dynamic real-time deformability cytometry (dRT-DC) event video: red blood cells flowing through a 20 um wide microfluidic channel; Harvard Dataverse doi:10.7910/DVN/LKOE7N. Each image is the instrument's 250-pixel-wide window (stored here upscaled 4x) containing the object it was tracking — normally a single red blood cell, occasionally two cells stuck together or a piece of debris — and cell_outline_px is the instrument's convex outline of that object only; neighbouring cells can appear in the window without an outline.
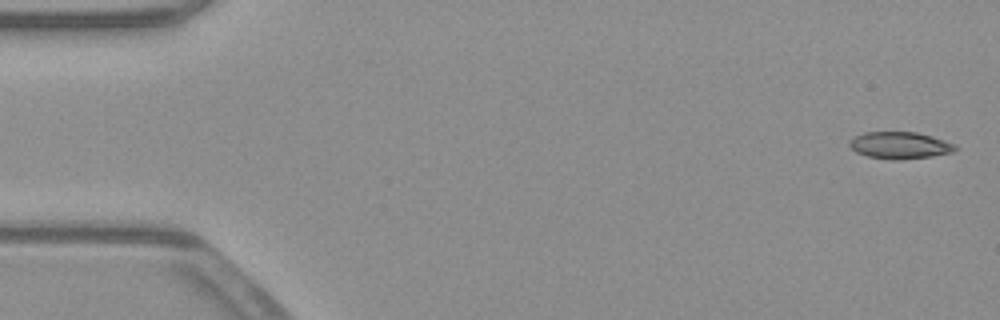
{"species": "common noctule bat (a hibernating species)", "species_latin": "Nyctalus noctula", "temperature_condition": "warm", "stored_images_in_passage": 53, "camera_frame_rate_fps": 3000, "um_per_image_px": 0.085, "animal": {"sex": "male", "body_mass_g": 23.1, "forearm_length_mm": 52.7}, "frame": {"image": 1, "passage_image": 2, "time_ms": 0.333, "image_size_px": [1000, 320], "cell_outline_px": [[960, 148], [952, 152], [932, 156], [900, 160], [892, 160], [868, 156], [856, 152], [848, 144], [848, 140], [864, 132], [916, 132], [932, 136], [956, 144]], "centroid_in_image_um": [76.51, 12.35], "position_along_channel_um": 8.5, "area_um2": 16.7}}
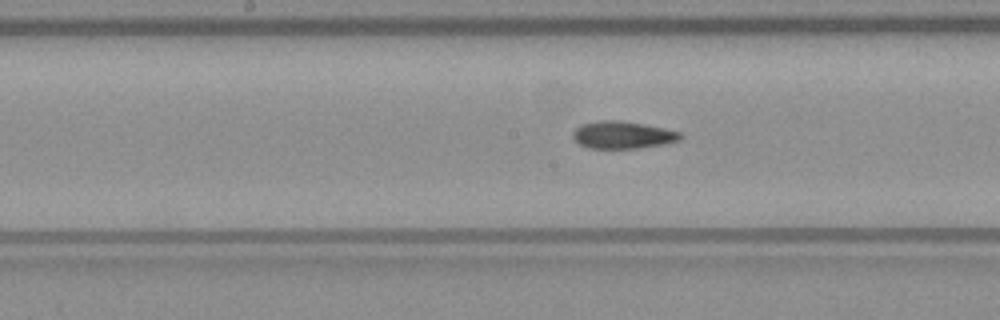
{"frame": {"image": 2, "passage_image": 27, "time_ms": 8.667, "image_size_px": [1000, 320], "cell_outline_px": [[684, 136], [680, 140], [668, 144], [640, 148], [588, 148], [580, 144], [572, 136], [572, 132], [580, 124], [600, 120], [620, 120], [644, 124], [664, 128], [680, 132]], "centroid_in_image_um": [52.96, 11.47], "position_along_channel_um": 195.2, "area_um2": 17.34}}
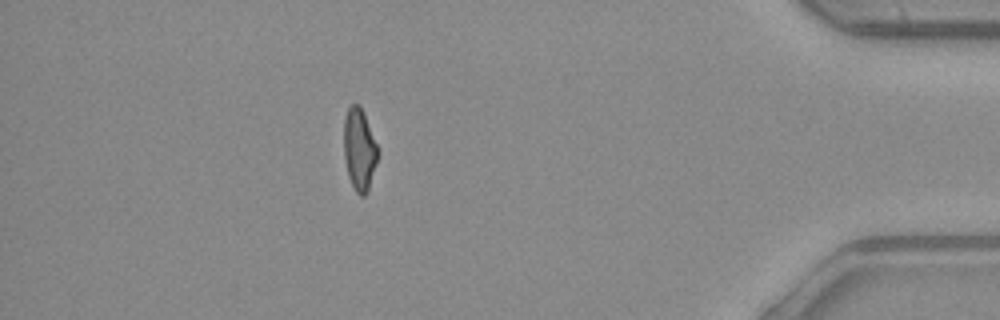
{"frame": {"image": 3, "passage_image": 47, "time_ms": 15.333, "image_size_px": [1000, 320], "cell_outline_px": [[376, 164], [368, 192], [364, 196], [360, 196], [356, 192], [348, 176], [344, 160], [344, 116], [348, 108], [352, 104], [360, 104], [364, 112], [376, 144]], "centroid_in_image_um": [30.52, 12.7], "position_along_channel_um": 404.7, "area_um2": 16.13}, "authors_computed_cell_mechanics": {"area_um2": 17.051, "velocity_mm_per_s": 3.9188, "shape_relaxation_time_tau1_ms": 9.3569, "shape_relaxation_time_tau2_ms": 3.3995, "deformation_change_tau1": 0.2189, "deformation_change_tau2": 0.12}}